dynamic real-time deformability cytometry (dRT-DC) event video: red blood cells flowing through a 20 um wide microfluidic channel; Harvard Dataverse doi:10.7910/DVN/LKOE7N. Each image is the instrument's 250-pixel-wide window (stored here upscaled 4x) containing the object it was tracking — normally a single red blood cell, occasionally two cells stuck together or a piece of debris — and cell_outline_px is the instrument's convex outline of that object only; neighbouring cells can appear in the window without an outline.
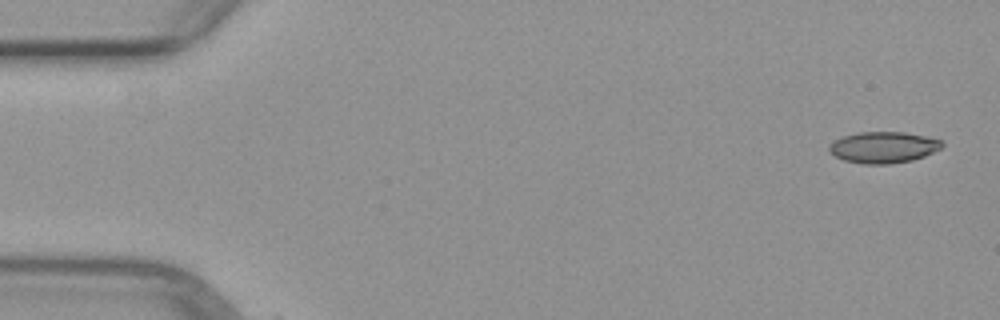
{"species": "common noctule bat (a hibernating species)", "species_latin": "Nyctalus noctula", "temperature_condition": "warm", "stored_images_in_passage": 5, "camera_frame_rate_fps": 3000, "um_per_image_px": 0.085, "animal": {"sex": "female", "body_mass_g": 29.2, "forearm_length_mm": 56.3}, "frame": {"image": 1, "passage_image": 1, "time_ms": 0.0, "image_size_px": [1000, 320], "cell_outline_px": [[944, 144], [940, 148], [924, 156], [912, 160], [892, 164], [864, 164], [844, 160], [828, 152], [828, 144], [840, 136], [860, 132], [904, 132], [944, 140]], "centroid_in_image_um": [75.05, 12.52], "position_along_channel_um": 9.9, "area_um2": 20.75}}